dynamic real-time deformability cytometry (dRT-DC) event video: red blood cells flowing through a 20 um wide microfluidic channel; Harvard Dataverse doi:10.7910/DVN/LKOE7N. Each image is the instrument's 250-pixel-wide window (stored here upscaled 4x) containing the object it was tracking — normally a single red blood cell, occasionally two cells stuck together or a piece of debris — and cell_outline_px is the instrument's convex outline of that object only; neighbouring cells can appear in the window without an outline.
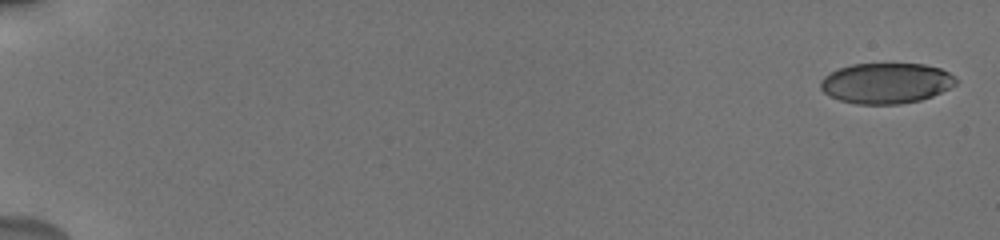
{"species": "human", "species_latin": "Homo sapiens", "temperature_condition": "cold", "stored_images_in_passage": 12, "camera_frame_rate_fps": 3000, "um_per_image_px": 0.085, "donor": {"sex": "male"}, "frame": {"image": 1, "passage_image": 1, "time_ms": 0.0, "image_size_px": [1000, 240], "cell_outline_px": [[960, 80], [956, 84], [932, 96], [920, 100], [900, 104], [856, 104], [840, 100], [824, 92], [820, 88], [820, 80], [824, 76], [840, 68], [852, 64], [924, 64], [940, 68], [956, 76]], "centroid_in_image_um": [75.35, 7.07], "position_along_channel_um": 9.7, "area_um2": 31.96}}
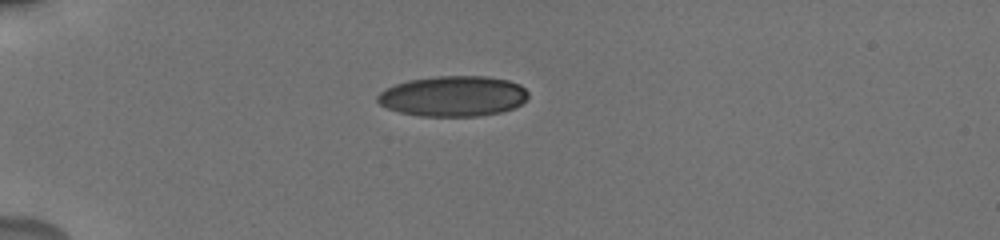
{"frame": {"image": 2, "passage_image": 9, "time_ms": 5.0, "image_size_px": [1000, 240], "cell_outline_px": [[528, 96], [516, 108], [500, 112], [476, 116], [420, 116], [400, 112], [388, 108], [380, 104], [376, 100], [376, 96], [380, 92], [396, 84], [408, 80], [436, 76], [488, 76], [508, 80], [520, 84], [528, 92]], "centroid_in_image_um": [38.53, 8.17], "position_along_channel_um": 46.5, "area_um2": 35.55}}
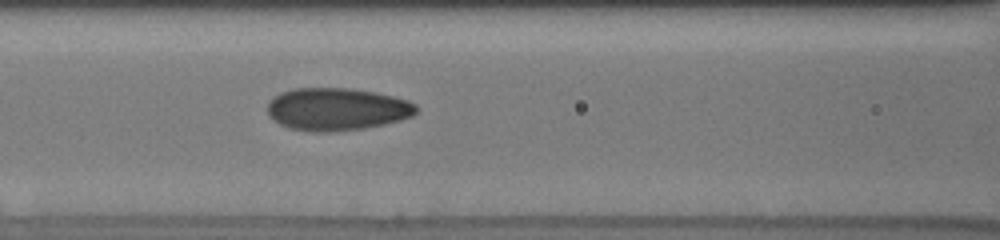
{"frame": {"image": 3, "passage_image": 12, "time_ms": 8.333, "image_size_px": [1000, 240], "cell_outline_px": [[416, 112], [412, 116], [400, 120], [384, 124], [364, 128], [328, 132], [312, 132], [288, 128], [272, 120], [268, 116], [268, 100], [280, 92], [292, 88], [352, 88], [376, 92], [408, 100], [416, 104]], "centroid_in_image_um": [28.59, 9.27], "position_along_channel_um": 138.0, "area_um2": 37.22}}